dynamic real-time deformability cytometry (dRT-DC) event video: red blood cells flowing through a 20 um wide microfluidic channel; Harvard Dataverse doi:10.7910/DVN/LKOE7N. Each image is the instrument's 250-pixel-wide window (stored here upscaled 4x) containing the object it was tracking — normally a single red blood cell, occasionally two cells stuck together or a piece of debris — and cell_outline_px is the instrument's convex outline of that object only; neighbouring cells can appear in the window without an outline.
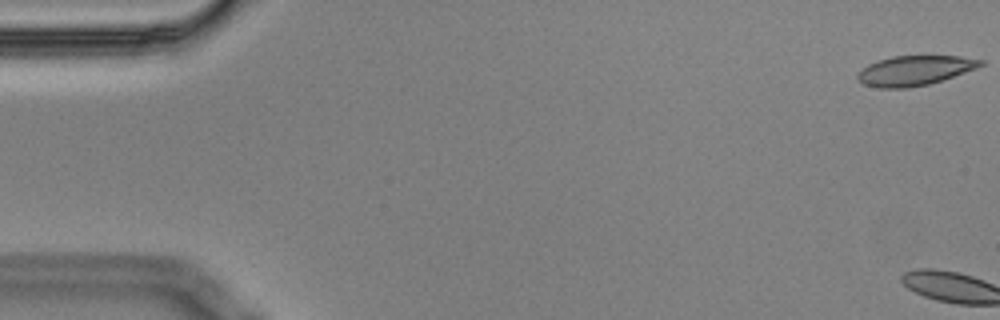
{"species": "Egyptian fruit bat (a non-hibernating species)", "species_latin": "Rousettus aegyptiacus", "temperature_condition": "cold", "stored_images_in_passage": 6, "camera_frame_rate_fps": 3000, "um_per_image_px": 0.085, "animal": {"sex": "male"}, "frame": {"image": 1, "passage_image": 1, "time_ms": 0.0, "image_size_px": [1000, 320], "cell_outline_px": [[984, 64], [976, 68], [928, 84], [908, 88], [876, 88], [864, 84], [856, 76], [868, 64], [892, 56], [960, 56], [984, 60]], "centroid_in_image_um": [77.74, 5.99], "position_along_channel_um": 7.3, "area_um2": 20.98}}